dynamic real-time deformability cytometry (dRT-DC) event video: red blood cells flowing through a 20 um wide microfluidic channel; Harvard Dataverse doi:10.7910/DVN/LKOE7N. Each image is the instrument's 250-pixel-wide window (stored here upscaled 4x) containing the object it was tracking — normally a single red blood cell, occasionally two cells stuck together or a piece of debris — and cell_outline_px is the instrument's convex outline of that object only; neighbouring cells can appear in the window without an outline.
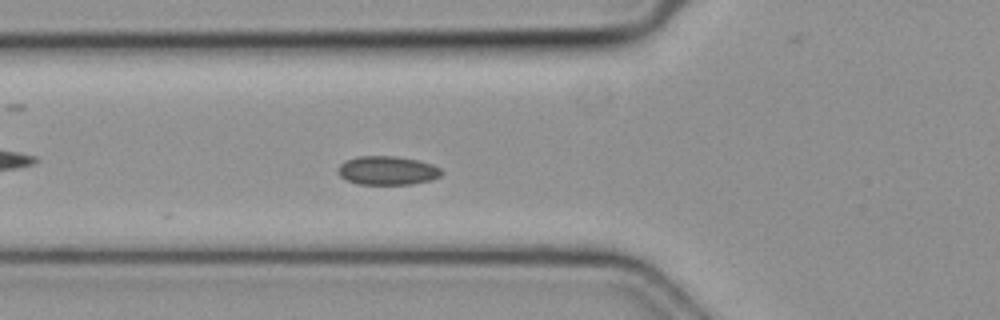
{"species": "common noctule bat (a hibernating species)", "species_latin": "Nyctalus noctula", "temperature_condition": "cold", "stored_images_in_passage": 25, "camera_frame_rate_fps": 3000, "um_per_image_px": 0.085, "animal": {"sex": "female", "body_mass_g": 19.3, "forearm_length_mm": 54.1}, "frame": {"image": 1, "passage_image": 6, "time_ms": 1.667, "image_size_px": [1000, 320], "cell_outline_px": [[444, 172], [440, 176], [432, 180], [412, 184], [356, 184], [340, 176], [336, 172], [340, 164], [344, 160], [356, 156], [396, 156], [416, 160], [432, 164], [440, 168]], "centroid_in_image_um": [32.91, 14.49], "position_along_channel_um": 92.9, "area_um2": 17.51}}
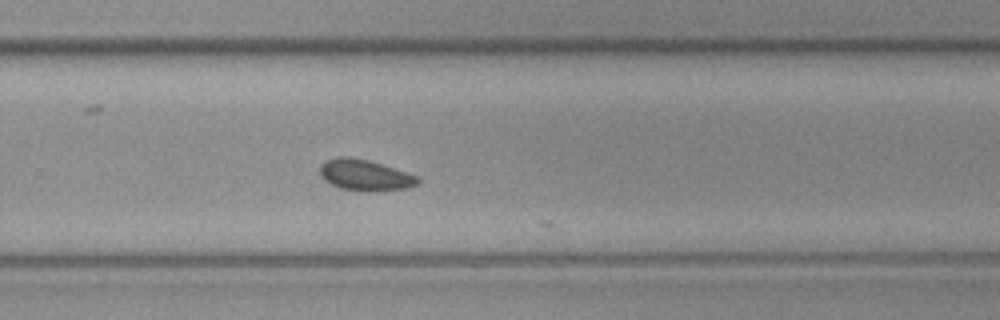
{"frame": {"image": 2, "passage_image": 21, "time_ms": 6.667, "image_size_px": [1000, 320], "cell_outline_px": [[420, 184], [408, 188], [372, 192], [364, 192], [340, 188], [324, 180], [320, 176], [320, 164], [324, 160], [336, 156], [348, 156], [368, 160], [420, 176]], "centroid_in_image_um": [31.03, 14.89], "position_along_channel_um": 298.8, "area_um2": 18.15}}
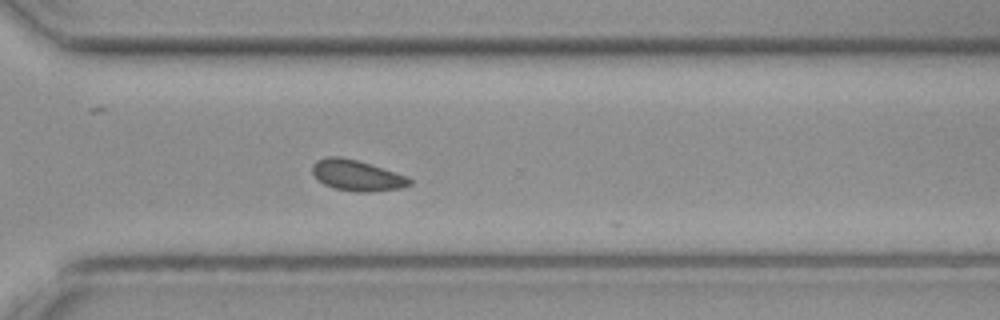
{"frame": {"image": 3, "passage_image": 24, "time_ms": 7.667, "image_size_px": [1000, 320], "cell_outline_px": [[412, 184], [400, 188], [368, 192], [356, 192], [336, 188], [324, 184], [312, 172], [312, 164], [316, 160], [328, 156], [340, 156], [356, 160], [408, 176], [412, 180]], "centroid_in_image_um": [30.34, 14.9], "position_along_channel_um": 340.3, "area_um2": 17.28}}